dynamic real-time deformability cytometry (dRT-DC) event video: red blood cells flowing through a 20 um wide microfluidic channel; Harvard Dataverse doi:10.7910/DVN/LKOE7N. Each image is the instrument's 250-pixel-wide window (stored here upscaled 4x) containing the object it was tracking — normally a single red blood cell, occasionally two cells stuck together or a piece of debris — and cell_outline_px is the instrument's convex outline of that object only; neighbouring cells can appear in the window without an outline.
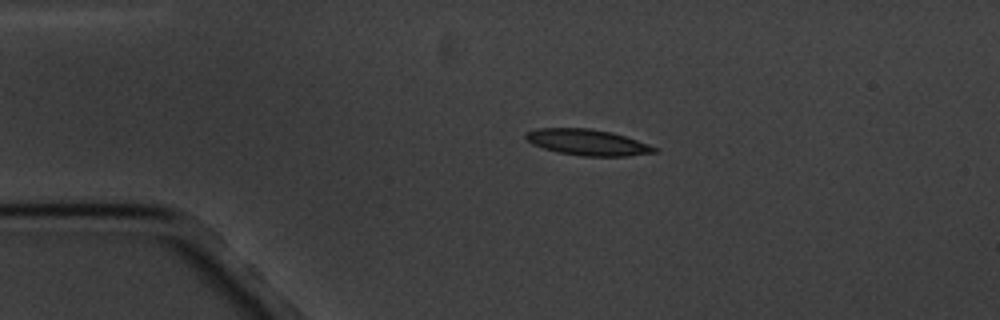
{"species": "common noctule bat (a hibernating species)", "species_latin": "Nyctalus noctula", "temperature_condition": "cold", "stored_images_in_passage": 7, "camera_frame_rate_fps": 3000, "um_per_image_px": 0.085, "animal": {"sex": "male", "body_mass_g": 20.1, "forearm_length_mm": 53.5}, "frame": {"image": 1, "passage_image": 3, "time_ms": 2.333, "image_size_px": [1000, 320], "cell_outline_px": [[660, 152], [628, 156], [584, 156], [560, 152], [544, 148], [532, 144], [524, 136], [524, 132], [536, 128], [588, 128], [612, 132], [660, 148]], "centroid_in_image_um": [49.97, 12.09], "position_along_channel_um": 35.0, "area_um2": 19.54}}
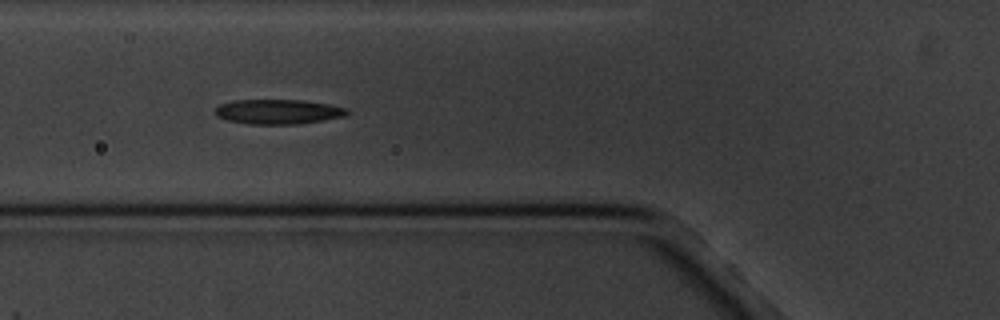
{"frame": {"image": 2, "passage_image": 5, "time_ms": 5.333, "image_size_px": [1000, 320], "cell_outline_px": [[352, 112], [344, 116], [324, 120], [296, 124], [248, 124], [228, 120], [216, 116], [212, 112], [220, 104], [236, 100], [304, 100], [328, 104], [348, 108]], "centroid_in_image_um": [23.65, 9.49], "position_along_channel_um": 102.1, "area_um2": 19.13}}
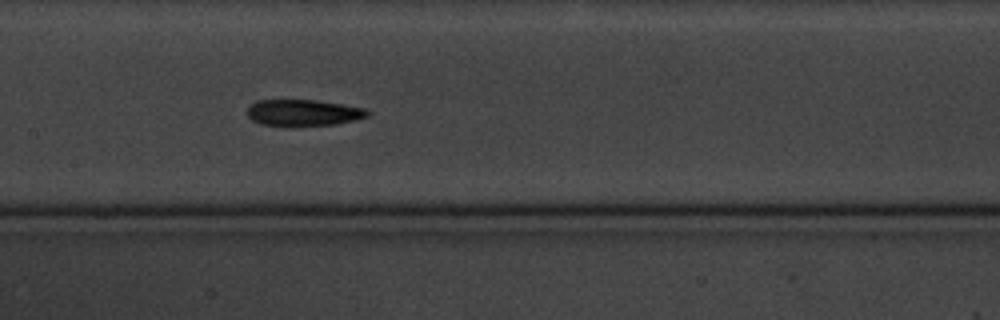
{"frame": {"image": 3, "passage_image": 7, "time_ms": 7.667, "image_size_px": [1000, 320], "cell_outline_px": [[368, 116], [356, 120], [336, 124], [292, 128], [260, 124], [252, 120], [248, 116], [248, 108], [256, 100], [316, 100], [364, 108], [368, 112]], "centroid_in_image_um": [25.75, 9.62], "position_along_channel_um": 181.7, "area_um2": 18.9}}